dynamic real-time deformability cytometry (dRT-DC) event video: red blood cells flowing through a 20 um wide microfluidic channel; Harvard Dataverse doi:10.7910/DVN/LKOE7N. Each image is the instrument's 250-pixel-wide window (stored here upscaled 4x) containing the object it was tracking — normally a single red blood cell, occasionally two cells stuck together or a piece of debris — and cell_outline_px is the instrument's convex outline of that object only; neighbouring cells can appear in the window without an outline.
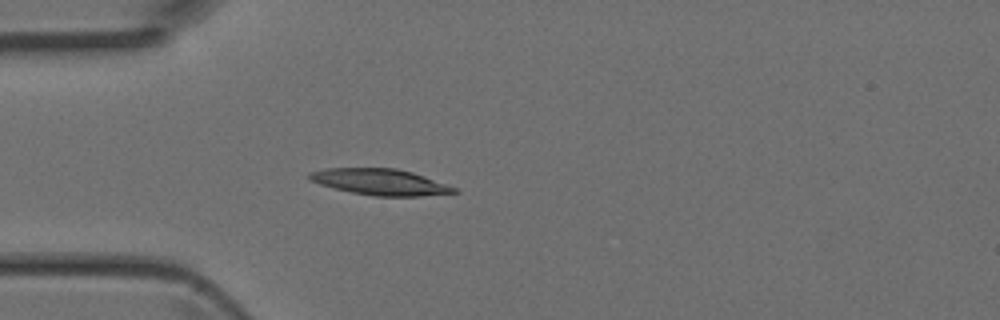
{"species": "Egyptian fruit bat (a non-hibernating species)", "species_latin": "Rousettus aegyptiacus", "temperature_condition": "room temperature", "stored_images_in_passage": 2, "camera_frame_rate_fps": 3000, "um_per_image_px": 0.085, "animal": {"sex": "female"}, "frame": {"image": 1, "passage_image": 2, "time_ms": 0.333, "image_size_px": [1000, 320], "cell_outline_px": [[460, 192], [420, 196], [376, 196], [352, 192], [320, 184], [312, 180], [308, 176], [308, 172], [324, 168], [396, 168], [412, 172], [424, 176], [456, 188]], "centroid_in_image_um": [32.32, 15.46], "position_along_channel_um": 52.7, "area_um2": 21.79}}